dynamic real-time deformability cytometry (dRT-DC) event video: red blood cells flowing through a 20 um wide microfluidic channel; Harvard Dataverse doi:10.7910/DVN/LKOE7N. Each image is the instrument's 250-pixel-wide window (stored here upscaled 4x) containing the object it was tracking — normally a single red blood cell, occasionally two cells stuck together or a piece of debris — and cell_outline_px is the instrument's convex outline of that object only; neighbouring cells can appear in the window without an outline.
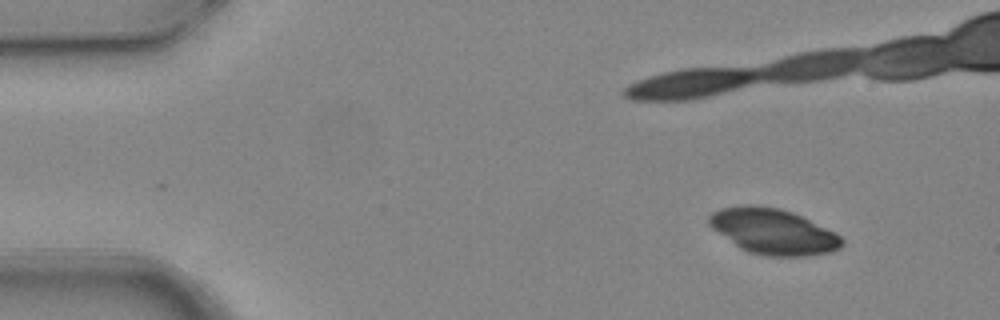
{"species": "common noctule bat (a hibernating species)", "species_latin": "Nyctalus noctula", "temperature_condition": "warm", "stored_images_in_passage": 8, "camera_frame_rate_fps": 3000, "um_per_image_px": 0.085, "animal": {"sex": "female", "body_mass_g": 24.6, "forearm_length_mm": 56.2}, "frame": {"image": 1, "passage_image": 1, "time_ms": 0.0, "image_size_px": [1000, 320], "cell_outline_px": [[844, 244], [840, 248], [828, 252], [808, 256], [764, 256], [748, 252], [740, 248], [712, 228], [708, 224], [708, 216], [712, 212], [720, 208], [744, 204], [756, 204], [780, 208], [792, 212], [836, 232], [844, 240]], "centroid_in_image_um": [65.71, 19.66], "position_along_channel_um": 19.3, "area_um2": 35.49}}
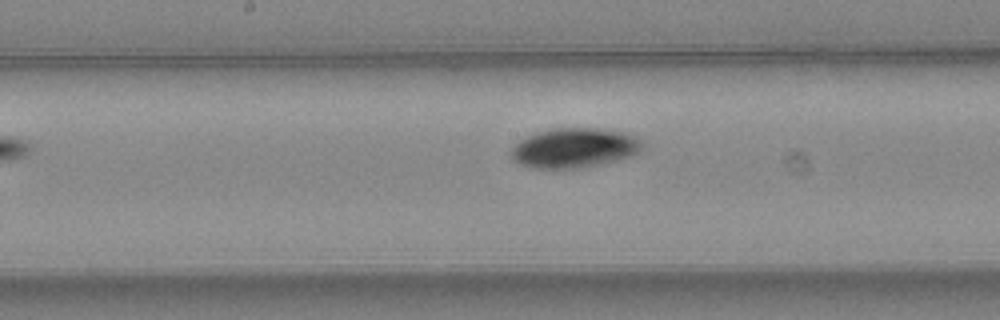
{"frame": {"image": 2, "passage_image": 8, "time_ms": 2.333, "image_size_px": [1000, 320], "cell_outline_px": [[640, 148], [636, 152], [628, 156], [580, 168], [532, 168], [520, 164], [512, 160], [512, 148], [520, 140], [528, 136], [552, 128], [600, 128], [628, 132], [636, 136], [640, 140]], "centroid_in_image_um": [48.78, 12.55], "position_along_channel_um": 199.4, "area_um2": 29.82}}